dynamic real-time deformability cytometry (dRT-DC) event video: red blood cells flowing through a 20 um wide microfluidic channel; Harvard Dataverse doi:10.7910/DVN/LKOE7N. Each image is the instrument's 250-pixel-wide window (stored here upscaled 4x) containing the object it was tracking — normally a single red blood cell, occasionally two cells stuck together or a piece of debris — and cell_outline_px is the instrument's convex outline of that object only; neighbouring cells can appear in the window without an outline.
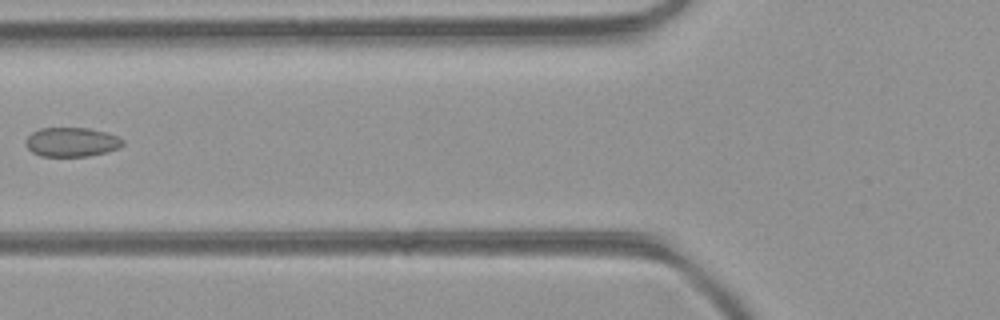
{"species": "common noctule bat (a hibernating species)", "species_latin": "Nyctalus noctula", "temperature_condition": "room temperature", "stored_images_in_passage": 4, "camera_frame_rate_fps": 3000, "um_per_image_px": 0.085, "animal": {"sex": "female", "body_mass_g": 21.9}, "frame": {"image": 1, "passage_image": 4, "time_ms": 1.0, "image_size_px": [1000, 320], "cell_outline_px": [[124, 144], [120, 148], [108, 152], [88, 156], [40, 156], [32, 152], [24, 144], [28, 136], [32, 132], [40, 128], [88, 128], [104, 132], [116, 136], [124, 140]], "centroid_in_image_um": [6.09, 12.08], "position_along_channel_um": 119.7, "area_um2": 16.59}}